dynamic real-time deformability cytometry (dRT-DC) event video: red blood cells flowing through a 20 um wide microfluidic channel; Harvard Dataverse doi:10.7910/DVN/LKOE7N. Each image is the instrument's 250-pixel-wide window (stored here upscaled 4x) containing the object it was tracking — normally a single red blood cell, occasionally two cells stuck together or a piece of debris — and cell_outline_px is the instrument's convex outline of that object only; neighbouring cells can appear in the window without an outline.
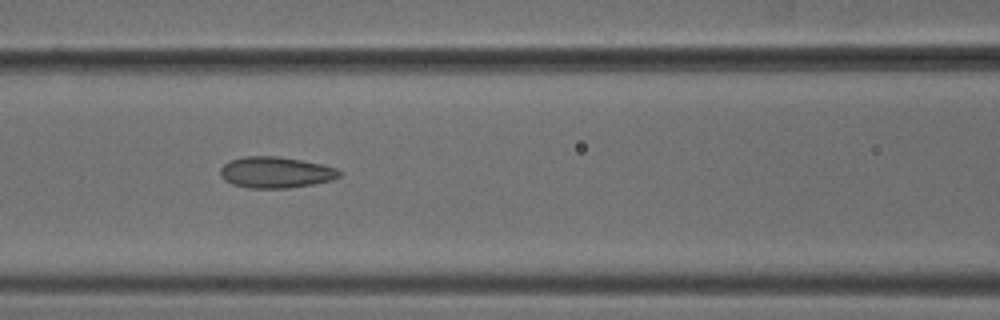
{"species": "common noctule bat (a hibernating species)", "species_latin": "Nyctalus noctula", "temperature_condition": "cold", "stored_images_in_passage": 7, "camera_frame_rate_fps": 3000, "um_per_image_px": 0.085, "animal": {"sex": "male", "body_mass_g": 18.8}, "frame": {"image": 1, "passage_image": 6, "time_ms": 1.667, "image_size_px": [1000, 320], "cell_outline_px": [[340, 176], [332, 180], [312, 184], [288, 188], [248, 188], [232, 184], [224, 180], [220, 176], [220, 168], [224, 164], [232, 160], [244, 156], [276, 156], [300, 160], [320, 164], [336, 168], [340, 172]], "centroid_in_image_um": [23.4, 14.66], "position_along_channel_um": 143.2, "area_um2": 21.5}}
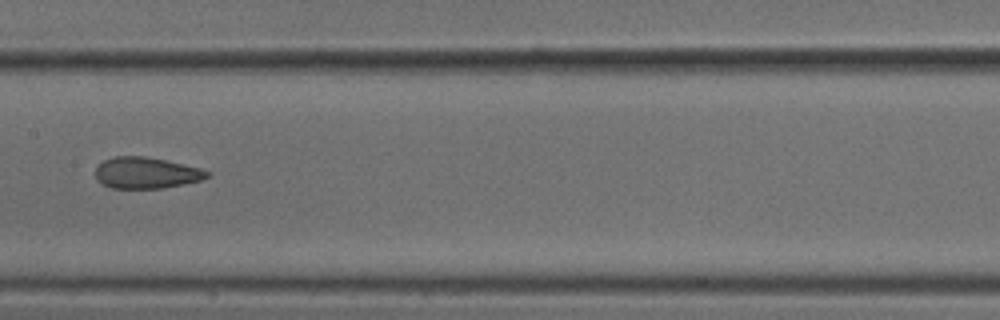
{"frame": {"image": 2, "passage_image": 7, "time_ms": 2.0, "image_size_px": [1000, 320], "cell_outline_px": [[212, 172], [208, 176], [200, 180], [164, 188], [112, 188], [96, 180], [96, 168], [104, 160], [116, 156], [144, 156], [164, 160], [200, 168]], "centroid_in_image_um": [12.42, 14.69], "position_along_channel_um": 195.0, "area_um2": 20.11}}